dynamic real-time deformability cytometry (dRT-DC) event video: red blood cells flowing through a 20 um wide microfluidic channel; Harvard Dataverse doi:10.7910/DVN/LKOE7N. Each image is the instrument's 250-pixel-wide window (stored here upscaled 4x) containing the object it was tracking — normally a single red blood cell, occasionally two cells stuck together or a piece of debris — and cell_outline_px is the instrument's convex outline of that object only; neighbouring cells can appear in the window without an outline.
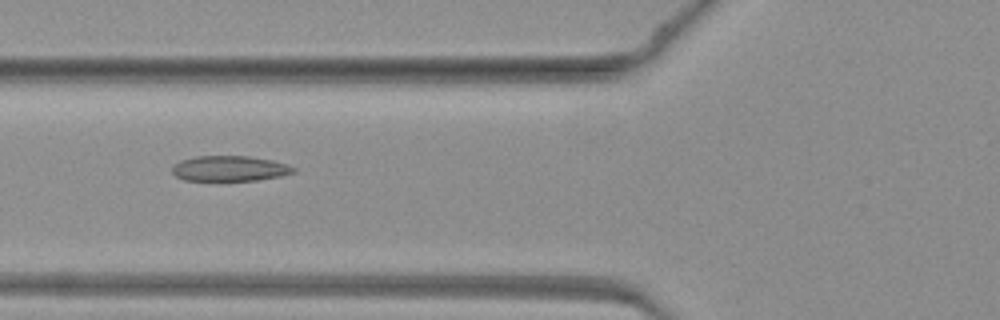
{"species": "common noctule bat (a hibernating species)", "species_latin": "Nyctalus noctula", "temperature_condition": "warm", "stored_images_in_passage": 26, "camera_frame_rate_fps": 3000, "um_per_image_px": 0.085, "animal": {"sex": "female", "body_mass_g": 19.3, "forearm_length_mm": 54.1}, "frame": {"image": 1, "passage_image": 8, "time_ms": 2.333, "image_size_px": [1000, 320], "cell_outline_px": [[296, 172], [280, 176], [256, 180], [184, 180], [176, 176], [172, 172], [172, 164], [180, 160], [196, 156], [248, 156], [272, 160], [288, 164], [296, 168]], "centroid_in_image_um": [19.51, 14.31], "position_along_channel_um": 106.3, "area_um2": 17.98}}
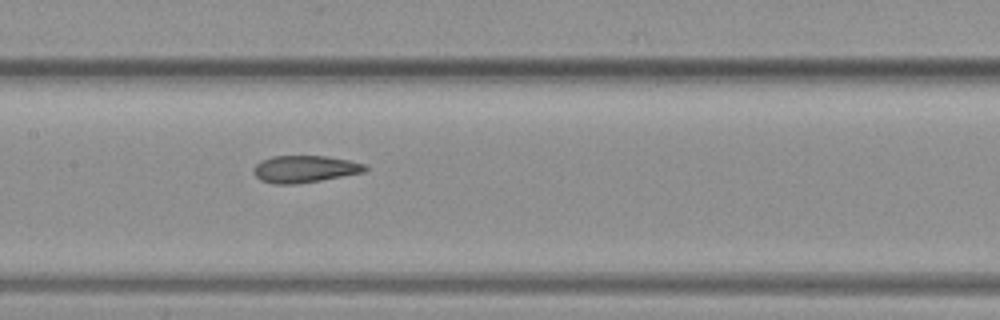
{"frame": {"image": 2, "passage_image": 13, "time_ms": 4.0, "image_size_px": [1000, 320], "cell_outline_px": [[368, 168], [364, 172], [320, 180], [296, 184], [276, 184], [260, 180], [252, 172], [252, 168], [260, 160], [272, 156], [328, 156], [348, 160], [364, 164]], "centroid_in_image_um": [25.85, 14.36], "position_along_channel_um": 181.5, "area_um2": 17.57}}
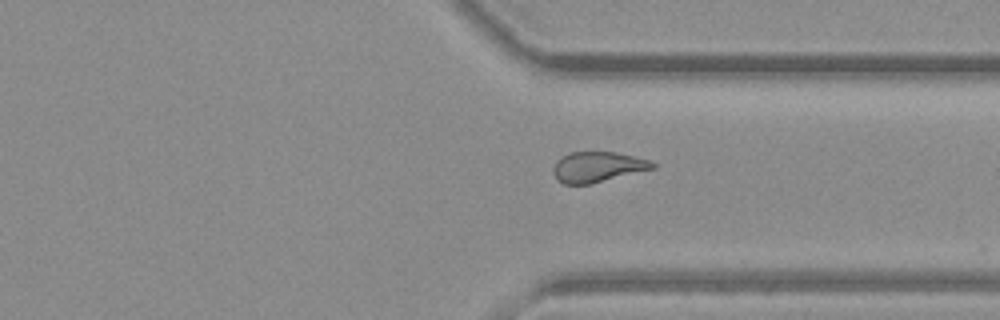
{"frame": {"image": 3, "passage_image": 25, "time_ms": 8.0, "image_size_px": [1000, 320], "cell_outline_px": [[656, 168], [588, 184], [564, 184], [556, 180], [552, 172], [552, 168], [556, 160], [560, 156], [568, 152], [616, 152], [652, 160], [656, 164]], "centroid_in_image_um": [50.77, 14.18], "position_along_channel_um": 360.6, "area_um2": 17.8}}